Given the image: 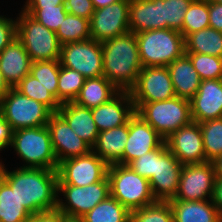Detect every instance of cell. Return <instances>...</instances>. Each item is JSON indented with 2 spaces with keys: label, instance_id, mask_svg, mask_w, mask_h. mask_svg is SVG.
<instances>
[{
  "label": "cell",
  "instance_id": "6da1fadb",
  "mask_svg": "<svg viewBox=\"0 0 222 222\" xmlns=\"http://www.w3.org/2000/svg\"><path fill=\"white\" fill-rule=\"evenodd\" d=\"M15 190L19 202L31 213L56 209L58 200L57 170L17 167L11 171L3 164L0 176Z\"/></svg>",
  "mask_w": 222,
  "mask_h": 222
},
{
  "label": "cell",
  "instance_id": "7a4b0ae2",
  "mask_svg": "<svg viewBox=\"0 0 222 222\" xmlns=\"http://www.w3.org/2000/svg\"><path fill=\"white\" fill-rule=\"evenodd\" d=\"M101 45L103 76L119 91H130L143 68L135 34L128 32Z\"/></svg>",
  "mask_w": 222,
  "mask_h": 222
},
{
  "label": "cell",
  "instance_id": "3957f363",
  "mask_svg": "<svg viewBox=\"0 0 222 222\" xmlns=\"http://www.w3.org/2000/svg\"><path fill=\"white\" fill-rule=\"evenodd\" d=\"M133 103L135 113L164 139L193 121L190 101L177 96L165 101Z\"/></svg>",
  "mask_w": 222,
  "mask_h": 222
},
{
  "label": "cell",
  "instance_id": "277c9868",
  "mask_svg": "<svg viewBox=\"0 0 222 222\" xmlns=\"http://www.w3.org/2000/svg\"><path fill=\"white\" fill-rule=\"evenodd\" d=\"M143 67H167L185 53L184 36L173 29H153L136 33Z\"/></svg>",
  "mask_w": 222,
  "mask_h": 222
},
{
  "label": "cell",
  "instance_id": "5b68a950",
  "mask_svg": "<svg viewBox=\"0 0 222 222\" xmlns=\"http://www.w3.org/2000/svg\"><path fill=\"white\" fill-rule=\"evenodd\" d=\"M10 148L24 162L20 167L45 168L57 170L51 134L48 126L14 130Z\"/></svg>",
  "mask_w": 222,
  "mask_h": 222
},
{
  "label": "cell",
  "instance_id": "8992f818",
  "mask_svg": "<svg viewBox=\"0 0 222 222\" xmlns=\"http://www.w3.org/2000/svg\"><path fill=\"white\" fill-rule=\"evenodd\" d=\"M107 176L110 183V195L118 200L130 212L154 203L149 180L141 177L129 166L111 164Z\"/></svg>",
  "mask_w": 222,
  "mask_h": 222
},
{
  "label": "cell",
  "instance_id": "52a82bcc",
  "mask_svg": "<svg viewBox=\"0 0 222 222\" xmlns=\"http://www.w3.org/2000/svg\"><path fill=\"white\" fill-rule=\"evenodd\" d=\"M18 14L16 37L24 45L31 61L59 60L61 44L56 32L46 28L24 10Z\"/></svg>",
  "mask_w": 222,
  "mask_h": 222
},
{
  "label": "cell",
  "instance_id": "ba28073f",
  "mask_svg": "<svg viewBox=\"0 0 222 222\" xmlns=\"http://www.w3.org/2000/svg\"><path fill=\"white\" fill-rule=\"evenodd\" d=\"M52 114L43 103L24 96L15 88H10L0 100V115L13 131L46 126Z\"/></svg>",
  "mask_w": 222,
  "mask_h": 222
},
{
  "label": "cell",
  "instance_id": "9c48e42d",
  "mask_svg": "<svg viewBox=\"0 0 222 222\" xmlns=\"http://www.w3.org/2000/svg\"><path fill=\"white\" fill-rule=\"evenodd\" d=\"M57 209L69 218L80 219L98 203L110 196L108 176L88 186L58 185ZM60 194H63L64 199ZM61 198V199H60ZM66 201V202H65Z\"/></svg>",
  "mask_w": 222,
  "mask_h": 222
},
{
  "label": "cell",
  "instance_id": "30bf717a",
  "mask_svg": "<svg viewBox=\"0 0 222 222\" xmlns=\"http://www.w3.org/2000/svg\"><path fill=\"white\" fill-rule=\"evenodd\" d=\"M101 42L94 39L61 45L60 65L81 73L86 79L103 76Z\"/></svg>",
  "mask_w": 222,
  "mask_h": 222
},
{
  "label": "cell",
  "instance_id": "8fae6325",
  "mask_svg": "<svg viewBox=\"0 0 222 222\" xmlns=\"http://www.w3.org/2000/svg\"><path fill=\"white\" fill-rule=\"evenodd\" d=\"M109 165L92 150L83 156L65 159L58 164V185L88 186L107 176Z\"/></svg>",
  "mask_w": 222,
  "mask_h": 222
},
{
  "label": "cell",
  "instance_id": "7c38bea8",
  "mask_svg": "<svg viewBox=\"0 0 222 222\" xmlns=\"http://www.w3.org/2000/svg\"><path fill=\"white\" fill-rule=\"evenodd\" d=\"M216 181L212 162L183 165L177 194L172 200H210Z\"/></svg>",
  "mask_w": 222,
  "mask_h": 222
},
{
  "label": "cell",
  "instance_id": "4fadbf2b",
  "mask_svg": "<svg viewBox=\"0 0 222 222\" xmlns=\"http://www.w3.org/2000/svg\"><path fill=\"white\" fill-rule=\"evenodd\" d=\"M130 0H119L106 7L95 9L89 20L90 36L104 42L129 32Z\"/></svg>",
  "mask_w": 222,
  "mask_h": 222
},
{
  "label": "cell",
  "instance_id": "5bb4252c",
  "mask_svg": "<svg viewBox=\"0 0 222 222\" xmlns=\"http://www.w3.org/2000/svg\"><path fill=\"white\" fill-rule=\"evenodd\" d=\"M133 102H157L175 97L167 67H143L129 91Z\"/></svg>",
  "mask_w": 222,
  "mask_h": 222
},
{
  "label": "cell",
  "instance_id": "9a60e30c",
  "mask_svg": "<svg viewBox=\"0 0 222 222\" xmlns=\"http://www.w3.org/2000/svg\"><path fill=\"white\" fill-rule=\"evenodd\" d=\"M183 165L168 150L164 142L157 148L156 174L149 179L152 195L156 201H170L178 191Z\"/></svg>",
  "mask_w": 222,
  "mask_h": 222
},
{
  "label": "cell",
  "instance_id": "2e32d148",
  "mask_svg": "<svg viewBox=\"0 0 222 222\" xmlns=\"http://www.w3.org/2000/svg\"><path fill=\"white\" fill-rule=\"evenodd\" d=\"M168 150L182 165L207 162L200 125L192 121L165 139Z\"/></svg>",
  "mask_w": 222,
  "mask_h": 222
},
{
  "label": "cell",
  "instance_id": "e0dca14e",
  "mask_svg": "<svg viewBox=\"0 0 222 222\" xmlns=\"http://www.w3.org/2000/svg\"><path fill=\"white\" fill-rule=\"evenodd\" d=\"M128 132L123 157L117 162L118 164L128 165L165 142V139L136 113L128 121Z\"/></svg>",
  "mask_w": 222,
  "mask_h": 222
},
{
  "label": "cell",
  "instance_id": "ac0fdd59",
  "mask_svg": "<svg viewBox=\"0 0 222 222\" xmlns=\"http://www.w3.org/2000/svg\"><path fill=\"white\" fill-rule=\"evenodd\" d=\"M47 126L58 163L71 157L86 155L92 150L58 113L50 116Z\"/></svg>",
  "mask_w": 222,
  "mask_h": 222
},
{
  "label": "cell",
  "instance_id": "d6986e66",
  "mask_svg": "<svg viewBox=\"0 0 222 222\" xmlns=\"http://www.w3.org/2000/svg\"><path fill=\"white\" fill-rule=\"evenodd\" d=\"M93 120L99 132L126 124L135 114L129 91H119L104 104L91 108Z\"/></svg>",
  "mask_w": 222,
  "mask_h": 222
},
{
  "label": "cell",
  "instance_id": "ffe728a7",
  "mask_svg": "<svg viewBox=\"0 0 222 222\" xmlns=\"http://www.w3.org/2000/svg\"><path fill=\"white\" fill-rule=\"evenodd\" d=\"M190 103L194 122L222 118V79L201 80Z\"/></svg>",
  "mask_w": 222,
  "mask_h": 222
},
{
  "label": "cell",
  "instance_id": "44dd1931",
  "mask_svg": "<svg viewBox=\"0 0 222 222\" xmlns=\"http://www.w3.org/2000/svg\"><path fill=\"white\" fill-rule=\"evenodd\" d=\"M165 29L163 0H130L129 32Z\"/></svg>",
  "mask_w": 222,
  "mask_h": 222
},
{
  "label": "cell",
  "instance_id": "7402d4cb",
  "mask_svg": "<svg viewBox=\"0 0 222 222\" xmlns=\"http://www.w3.org/2000/svg\"><path fill=\"white\" fill-rule=\"evenodd\" d=\"M31 58L17 37L0 53V70L11 88L30 74Z\"/></svg>",
  "mask_w": 222,
  "mask_h": 222
},
{
  "label": "cell",
  "instance_id": "603a6c76",
  "mask_svg": "<svg viewBox=\"0 0 222 222\" xmlns=\"http://www.w3.org/2000/svg\"><path fill=\"white\" fill-rule=\"evenodd\" d=\"M87 145H95L99 130L93 120L91 109L78 105L74 101L60 105L57 112Z\"/></svg>",
  "mask_w": 222,
  "mask_h": 222
},
{
  "label": "cell",
  "instance_id": "cb8c5ba5",
  "mask_svg": "<svg viewBox=\"0 0 222 222\" xmlns=\"http://www.w3.org/2000/svg\"><path fill=\"white\" fill-rule=\"evenodd\" d=\"M167 68L173 83L175 95L190 101L197 93L201 79L189 56L184 53L181 57L170 63Z\"/></svg>",
  "mask_w": 222,
  "mask_h": 222
},
{
  "label": "cell",
  "instance_id": "d4e9b609",
  "mask_svg": "<svg viewBox=\"0 0 222 222\" xmlns=\"http://www.w3.org/2000/svg\"><path fill=\"white\" fill-rule=\"evenodd\" d=\"M128 135V122L99 132L92 151L108 165L116 164L123 157Z\"/></svg>",
  "mask_w": 222,
  "mask_h": 222
},
{
  "label": "cell",
  "instance_id": "484cf974",
  "mask_svg": "<svg viewBox=\"0 0 222 222\" xmlns=\"http://www.w3.org/2000/svg\"><path fill=\"white\" fill-rule=\"evenodd\" d=\"M173 222H222L211 199L205 201L170 200Z\"/></svg>",
  "mask_w": 222,
  "mask_h": 222
},
{
  "label": "cell",
  "instance_id": "4316f807",
  "mask_svg": "<svg viewBox=\"0 0 222 222\" xmlns=\"http://www.w3.org/2000/svg\"><path fill=\"white\" fill-rule=\"evenodd\" d=\"M118 92L119 90L104 76L87 78L74 102L91 109L109 101Z\"/></svg>",
  "mask_w": 222,
  "mask_h": 222
},
{
  "label": "cell",
  "instance_id": "83f0119b",
  "mask_svg": "<svg viewBox=\"0 0 222 222\" xmlns=\"http://www.w3.org/2000/svg\"><path fill=\"white\" fill-rule=\"evenodd\" d=\"M185 53H200L222 58V32L211 27L184 38Z\"/></svg>",
  "mask_w": 222,
  "mask_h": 222
},
{
  "label": "cell",
  "instance_id": "f1b7e54d",
  "mask_svg": "<svg viewBox=\"0 0 222 222\" xmlns=\"http://www.w3.org/2000/svg\"><path fill=\"white\" fill-rule=\"evenodd\" d=\"M80 219L83 222H130V211L110 195Z\"/></svg>",
  "mask_w": 222,
  "mask_h": 222
},
{
  "label": "cell",
  "instance_id": "f546056e",
  "mask_svg": "<svg viewBox=\"0 0 222 222\" xmlns=\"http://www.w3.org/2000/svg\"><path fill=\"white\" fill-rule=\"evenodd\" d=\"M31 215L19 202L15 190L0 177V222H26Z\"/></svg>",
  "mask_w": 222,
  "mask_h": 222
},
{
  "label": "cell",
  "instance_id": "4dcf8cb0",
  "mask_svg": "<svg viewBox=\"0 0 222 222\" xmlns=\"http://www.w3.org/2000/svg\"><path fill=\"white\" fill-rule=\"evenodd\" d=\"M89 19L67 13L56 35L59 43L65 44L90 39Z\"/></svg>",
  "mask_w": 222,
  "mask_h": 222
},
{
  "label": "cell",
  "instance_id": "1f68e13d",
  "mask_svg": "<svg viewBox=\"0 0 222 222\" xmlns=\"http://www.w3.org/2000/svg\"><path fill=\"white\" fill-rule=\"evenodd\" d=\"M207 161L212 162L222 155V118L199 123Z\"/></svg>",
  "mask_w": 222,
  "mask_h": 222
},
{
  "label": "cell",
  "instance_id": "d6a6232c",
  "mask_svg": "<svg viewBox=\"0 0 222 222\" xmlns=\"http://www.w3.org/2000/svg\"><path fill=\"white\" fill-rule=\"evenodd\" d=\"M85 79L78 71L60 65L57 90L59 103L74 101L78 97Z\"/></svg>",
  "mask_w": 222,
  "mask_h": 222
},
{
  "label": "cell",
  "instance_id": "836d02e7",
  "mask_svg": "<svg viewBox=\"0 0 222 222\" xmlns=\"http://www.w3.org/2000/svg\"><path fill=\"white\" fill-rule=\"evenodd\" d=\"M21 94L43 103L53 113L60 108L59 101L32 75L25 76L15 87Z\"/></svg>",
  "mask_w": 222,
  "mask_h": 222
},
{
  "label": "cell",
  "instance_id": "e575fe53",
  "mask_svg": "<svg viewBox=\"0 0 222 222\" xmlns=\"http://www.w3.org/2000/svg\"><path fill=\"white\" fill-rule=\"evenodd\" d=\"M209 27V11L207 0H193L183 19V27L180 31L184 38L188 34Z\"/></svg>",
  "mask_w": 222,
  "mask_h": 222
},
{
  "label": "cell",
  "instance_id": "d590c367",
  "mask_svg": "<svg viewBox=\"0 0 222 222\" xmlns=\"http://www.w3.org/2000/svg\"><path fill=\"white\" fill-rule=\"evenodd\" d=\"M59 73V60H47L31 63L30 75L35 77L56 99Z\"/></svg>",
  "mask_w": 222,
  "mask_h": 222
},
{
  "label": "cell",
  "instance_id": "8d00e7d4",
  "mask_svg": "<svg viewBox=\"0 0 222 222\" xmlns=\"http://www.w3.org/2000/svg\"><path fill=\"white\" fill-rule=\"evenodd\" d=\"M130 222H173L169 201H155L130 212Z\"/></svg>",
  "mask_w": 222,
  "mask_h": 222
},
{
  "label": "cell",
  "instance_id": "74e56055",
  "mask_svg": "<svg viewBox=\"0 0 222 222\" xmlns=\"http://www.w3.org/2000/svg\"><path fill=\"white\" fill-rule=\"evenodd\" d=\"M21 9L54 32L59 29L60 24L68 13L65 5H57L55 7H23Z\"/></svg>",
  "mask_w": 222,
  "mask_h": 222
},
{
  "label": "cell",
  "instance_id": "f35d334b",
  "mask_svg": "<svg viewBox=\"0 0 222 222\" xmlns=\"http://www.w3.org/2000/svg\"><path fill=\"white\" fill-rule=\"evenodd\" d=\"M201 80L208 79H222V58L200 54V53H186Z\"/></svg>",
  "mask_w": 222,
  "mask_h": 222
},
{
  "label": "cell",
  "instance_id": "ab89813d",
  "mask_svg": "<svg viewBox=\"0 0 222 222\" xmlns=\"http://www.w3.org/2000/svg\"><path fill=\"white\" fill-rule=\"evenodd\" d=\"M193 0H163L165 29L181 31L183 19Z\"/></svg>",
  "mask_w": 222,
  "mask_h": 222
},
{
  "label": "cell",
  "instance_id": "60d3db41",
  "mask_svg": "<svg viewBox=\"0 0 222 222\" xmlns=\"http://www.w3.org/2000/svg\"><path fill=\"white\" fill-rule=\"evenodd\" d=\"M127 166H129L141 177L149 180L153 176V174H156L157 149L131 161Z\"/></svg>",
  "mask_w": 222,
  "mask_h": 222
},
{
  "label": "cell",
  "instance_id": "b9f144b4",
  "mask_svg": "<svg viewBox=\"0 0 222 222\" xmlns=\"http://www.w3.org/2000/svg\"><path fill=\"white\" fill-rule=\"evenodd\" d=\"M17 34V19L6 17V15H0V53L9 45Z\"/></svg>",
  "mask_w": 222,
  "mask_h": 222
},
{
  "label": "cell",
  "instance_id": "7bdbcfd3",
  "mask_svg": "<svg viewBox=\"0 0 222 222\" xmlns=\"http://www.w3.org/2000/svg\"><path fill=\"white\" fill-rule=\"evenodd\" d=\"M65 8L68 13L89 20L95 10L91 0H65Z\"/></svg>",
  "mask_w": 222,
  "mask_h": 222
},
{
  "label": "cell",
  "instance_id": "ee69618b",
  "mask_svg": "<svg viewBox=\"0 0 222 222\" xmlns=\"http://www.w3.org/2000/svg\"><path fill=\"white\" fill-rule=\"evenodd\" d=\"M26 222H65V215L56 208L32 214Z\"/></svg>",
  "mask_w": 222,
  "mask_h": 222
},
{
  "label": "cell",
  "instance_id": "f6af8a7d",
  "mask_svg": "<svg viewBox=\"0 0 222 222\" xmlns=\"http://www.w3.org/2000/svg\"><path fill=\"white\" fill-rule=\"evenodd\" d=\"M209 27L222 32V3L208 1Z\"/></svg>",
  "mask_w": 222,
  "mask_h": 222
},
{
  "label": "cell",
  "instance_id": "bcb514c9",
  "mask_svg": "<svg viewBox=\"0 0 222 222\" xmlns=\"http://www.w3.org/2000/svg\"><path fill=\"white\" fill-rule=\"evenodd\" d=\"M13 130L8 122L0 115V151L8 149L12 141Z\"/></svg>",
  "mask_w": 222,
  "mask_h": 222
},
{
  "label": "cell",
  "instance_id": "7dc6e473",
  "mask_svg": "<svg viewBox=\"0 0 222 222\" xmlns=\"http://www.w3.org/2000/svg\"><path fill=\"white\" fill-rule=\"evenodd\" d=\"M211 201L222 216V180L215 181Z\"/></svg>",
  "mask_w": 222,
  "mask_h": 222
},
{
  "label": "cell",
  "instance_id": "c3c4849f",
  "mask_svg": "<svg viewBox=\"0 0 222 222\" xmlns=\"http://www.w3.org/2000/svg\"><path fill=\"white\" fill-rule=\"evenodd\" d=\"M65 5V0H26L23 7H55Z\"/></svg>",
  "mask_w": 222,
  "mask_h": 222
},
{
  "label": "cell",
  "instance_id": "681fc988",
  "mask_svg": "<svg viewBox=\"0 0 222 222\" xmlns=\"http://www.w3.org/2000/svg\"><path fill=\"white\" fill-rule=\"evenodd\" d=\"M212 163L215 169L216 180H222V155L213 160Z\"/></svg>",
  "mask_w": 222,
  "mask_h": 222
},
{
  "label": "cell",
  "instance_id": "f907efd6",
  "mask_svg": "<svg viewBox=\"0 0 222 222\" xmlns=\"http://www.w3.org/2000/svg\"><path fill=\"white\" fill-rule=\"evenodd\" d=\"M10 88L11 87L6 82L5 78L2 75V72L0 70V100L9 91Z\"/></svg>",
  "mask_w": 222,
  "mask_h": 222
},
{
  "label": "cell",
  "instance_id": "816d5d0a",
  "mask_svg": "<svg viewBox=\"0 0 222 222\" xmlns=\"http://www.w3.org/2000/svg\"><path fill=\"white\" fill-rule=\"evenodd\" d=\"M91 1L94 9H100L108 5H111L113 3H116L119 0H91Z\"/></svg>",
  "mask_w": 222,
  "mask_h": 222
},
{
  "label": "cell",
  "instance_id": "f5cc1de1",
  "mask_svg": "<svg viewBox=\"0 0 222 222\" xmlns=\"http://www.w3.org/2000/svg\"><path fill=\"white\" fill-rule=\"evenodd\" d=\"M65 222H83V221L78 218H69L65 215Z\"/></svg>",
  "mask_w": 222,
  "mask_h": 222
},
{
  "label": "cell",
  "instance_id": "db71d44e",
  "mask_svg": "<svg viewBox=\"0 0 222 222\" xmlns=\"http://www.w3.org/2000/svg\"><path fill=\"white\" fill-rule=\"evenodd\" d=\"M3 161H2V159H1V161H0V176H1V171H2V167H3Z\"/></svg>",
  "mask_w": 222,
  "mask_h": 222
},
{
  "label": "cell",
  "instance_id": "11a10c76",
  "mask_svg": "<svg viewBox=\"0 0 222 222\" xmlns=\"http://www.w3.org/2000/svg\"><path fill=\"white\" fill-rule=\"evenodd\" d=\"M207 1L222 3V0H207Z\"/></svg>",
  "mask_w": 222,
  "mask_h": 222
}]
</instances>
